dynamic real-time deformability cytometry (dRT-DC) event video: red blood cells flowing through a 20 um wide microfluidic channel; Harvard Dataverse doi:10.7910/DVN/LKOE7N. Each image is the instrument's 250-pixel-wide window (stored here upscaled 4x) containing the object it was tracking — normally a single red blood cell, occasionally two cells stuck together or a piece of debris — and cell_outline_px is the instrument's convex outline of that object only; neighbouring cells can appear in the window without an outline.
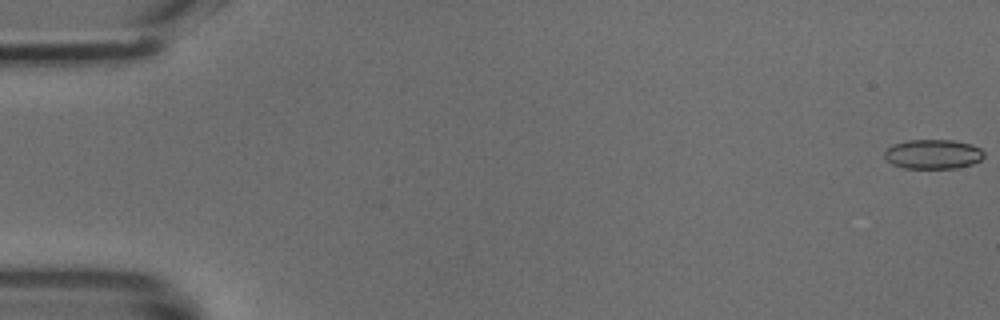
{"species": "common noctule bat (a hibernating species)", "species_latin": "Nyctalus noctula", "temperature_condition": "cold", "stored_images_in_passage": 47, "camera_frame_rate_fps": 3000, "um_per_image_px": 0.085, "animal": {"sex": "male", "body_mass_g": 18.8}, "frame": {"image": 1, "passage_image": 1, "time_ms": 0.0, "image_size_px": [1000, 320], "cell_outline_px": [[984, 156], [980, 160], [972, 164], [956, 168], [904, 168], [892, 164], [884, 156], [884, 152], [892, 144], [908, 140], [952, 140], [972, 144], [980, 148], [984, 152]], "centroid_in_image_um": [79.31, 13.1], "position_along_channel_um": 5.7, "area_um2": 17.11}}
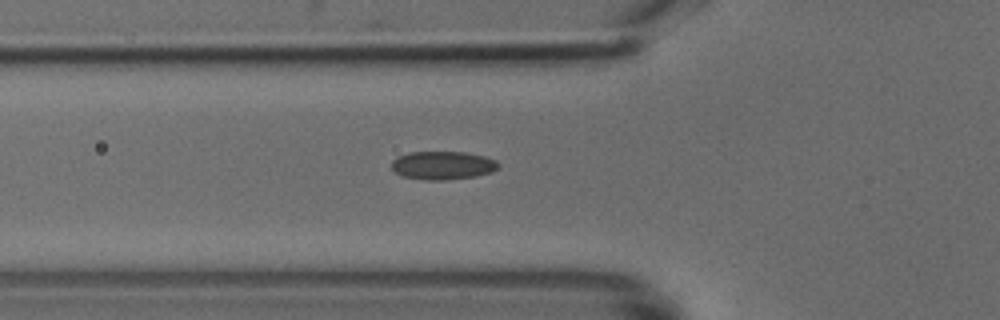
{"frame": {"image": 2, "passage_image": 18, "time_ms": 5.667, "image_size_px": [1000, 320], "cell_outline_px": [[500, 164], [492, 172], [476, 176], [444, 180], [424, 180], [404, 176], [392, 172], [392, 160], [396, 156], [408, 152], [464, 152], [484, 156], [496, 160]], "centroid_in_image_um": [37.6, 14.05], "position_along_channel_um": 88.2, "area_um2": 17.74}}
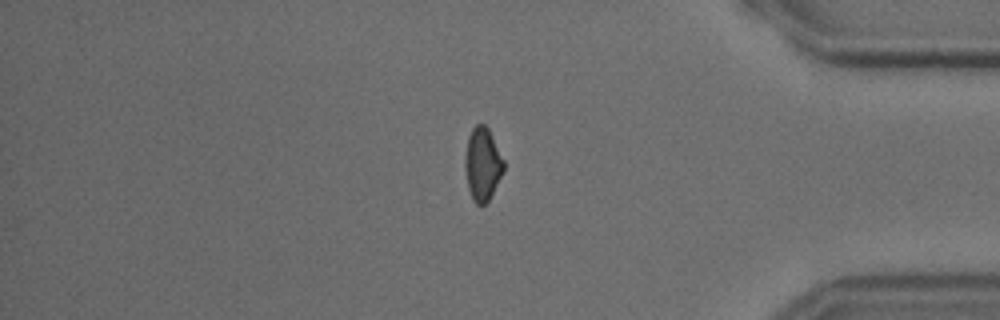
{"frame": {"image": 3, "passage_image": 42, "time_ms": 13.667, "image_size_px": [1000, 320], "cell_outline_px": [[504, 172], [488, 200], [484, 204], [476, 204], [472, 200], [468, 188], [464, 168], [464, 156], [468, 136], [472, 128], [476, 124], [484, 124], [488, 128], [504, 160]], "centroid_in_image_um": [41.0, 13.94], "position_along_channel_um": 394.2, "area_um2": 16.59}}